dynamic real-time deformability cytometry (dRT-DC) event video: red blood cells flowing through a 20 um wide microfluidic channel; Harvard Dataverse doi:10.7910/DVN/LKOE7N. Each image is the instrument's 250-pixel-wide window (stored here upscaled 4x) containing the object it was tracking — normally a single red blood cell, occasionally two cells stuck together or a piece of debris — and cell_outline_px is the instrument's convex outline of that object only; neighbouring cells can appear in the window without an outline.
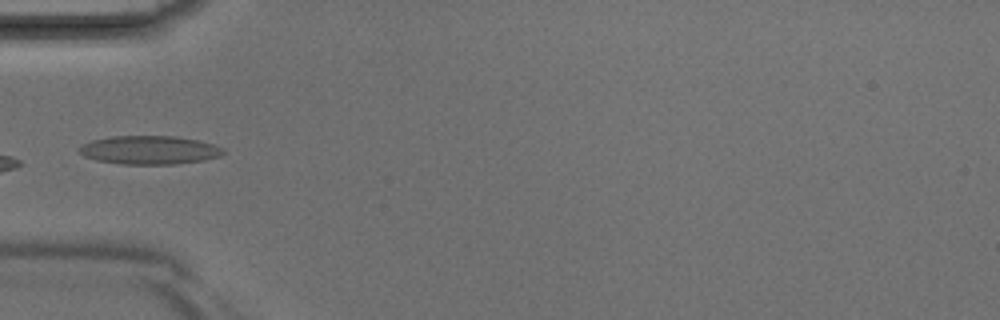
{"species": "Egyptian fruit bat (a non-hibernating species)", "species_latin": "Rousettus aegyptiacus", "temperature_condition": "room temperature", "stored_images_in_passage": 5, "camera_frame_rate_fps": 3000, "um_per_image_px": 0.085, "animal": {"sex": "male"}, "frame": {"image": 1, "passage_image": 5, "time_ms": 1.333, "image_size_px": [1000, 320], "cell_outline_px": [[224, 152], [220, 156], [204, 160], [176, 164], [120, 164], [96, 160], [84, 156], [80, 152], [80, 148], [84, 144], [92, 140], [112, 136], [176, 136], [196, 140], [212, 144], [224, 148]], "centroid_in_image_um": [12.72, 12.75], "position_along_channel_um": 72.3, "area_um2": 23.81}}